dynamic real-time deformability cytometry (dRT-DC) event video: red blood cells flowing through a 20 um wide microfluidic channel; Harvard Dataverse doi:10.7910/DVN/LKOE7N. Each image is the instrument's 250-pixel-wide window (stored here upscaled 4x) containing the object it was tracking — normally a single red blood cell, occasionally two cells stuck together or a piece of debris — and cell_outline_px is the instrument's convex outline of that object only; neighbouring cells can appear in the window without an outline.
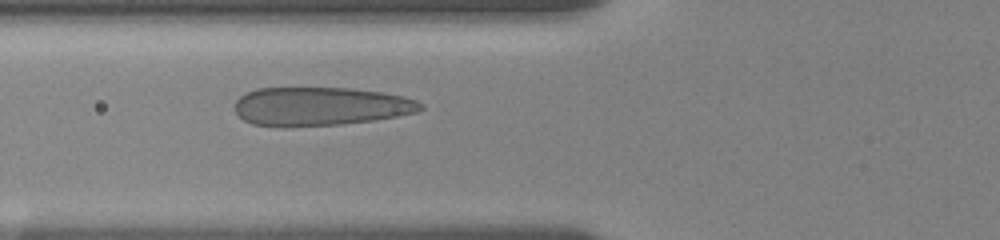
{"species": "human", "species_latin": "Homo sapiens", "temperature_condition": "room temperature", "stored_images_in_passage": 5, "camera_frame_rate_fps": 3000, "um_per_image_px": 0.085, "donor": {"sex": "female"}, "frame": {"image": 1, "passage_image": 5, "time_ms": 4.333, "image_size_px": [1000, 240], "cell_outline_px": [[424, 108], [416, 112], [376, 120], [340, 124], [252, 124], [244, 120], [236, 112], [236, 100], [240, 96], [256, 88], [348, 88], [380, 92], [404, 96], [416, 100], [424, 104]], "centroid_in_image_um": [27.3, 9.0], "position_along_channel_um": 98.5, "area_um2": 40.75}}